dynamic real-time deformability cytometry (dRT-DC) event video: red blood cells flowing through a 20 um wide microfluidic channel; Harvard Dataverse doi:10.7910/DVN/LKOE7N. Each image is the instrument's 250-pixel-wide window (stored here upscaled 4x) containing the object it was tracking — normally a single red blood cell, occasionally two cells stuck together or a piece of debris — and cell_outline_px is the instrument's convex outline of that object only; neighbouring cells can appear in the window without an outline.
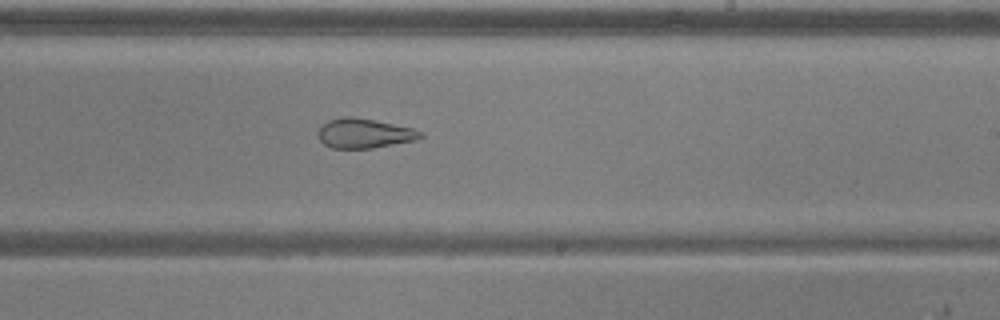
{"species": "common noctule bat (a hibernating species)", "species_latin": "Nyctalus noctula", "temperature_condition": "warm", "stored_images_in_passage": 50, "camera_frame_rate_fps": 3000, "um_per_image_px": 0.085, "animal": {"sex": "male", "body_mass_g": 20.5, "forearm_length_mm": 52.5}, "frame": {"image": 1, "passage_image": 29, "time_ms": 9.333, "image_size_px": [1000, 320], "cell_outline_px": [[424, 136], [416, 140], [372, 148], [332, 148], [324, 144], [316, 136], [316, 132], [320, 124], [328, 120], [344, 116], [352, 116], [376, 120], [412, 128], [424, 132]], "centroid_in_image_um": [30.92, 11.32], "position_along_channel_um": 258.1, "area_um2": 17.98}}
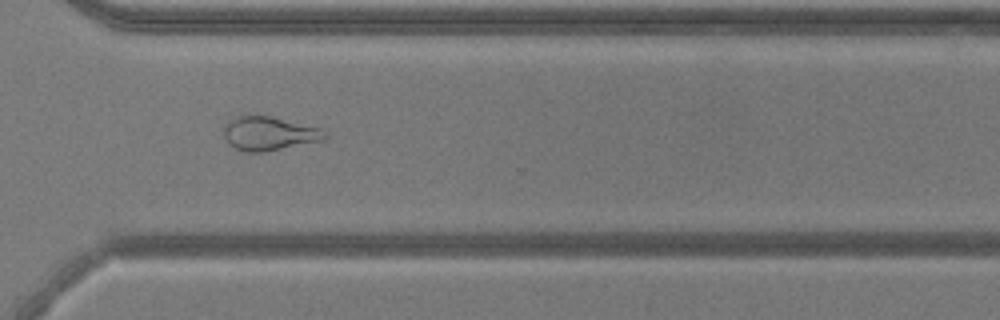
{"frame": {"image": 2, "passage_image": 36, "time_ms": 11.667, "image_size_px": [1000, 320], "cell_outline_px": [[328, 136], [324, 140], [264, 152], [244, 152], [228, 144], [224, 136], [224, 124], [232, 116], [240, 112], [272, 116], [320, 128]], "centroid_in_image_um": [22.78, 11.3], "position_along_channel_um": 347.8, "area_um2": 20.58}, "authors_computed_cell_mechanics": {"area_um2": 24.0159, "velocity_mm_per_s": 3.8651, "shape_relaxation_time_tau1_ms": null, "shape_relaxation_time_tau2_ms": 2.4551, "deformation_change_tau1": null, "deformation_change_tau2": 0.11}}